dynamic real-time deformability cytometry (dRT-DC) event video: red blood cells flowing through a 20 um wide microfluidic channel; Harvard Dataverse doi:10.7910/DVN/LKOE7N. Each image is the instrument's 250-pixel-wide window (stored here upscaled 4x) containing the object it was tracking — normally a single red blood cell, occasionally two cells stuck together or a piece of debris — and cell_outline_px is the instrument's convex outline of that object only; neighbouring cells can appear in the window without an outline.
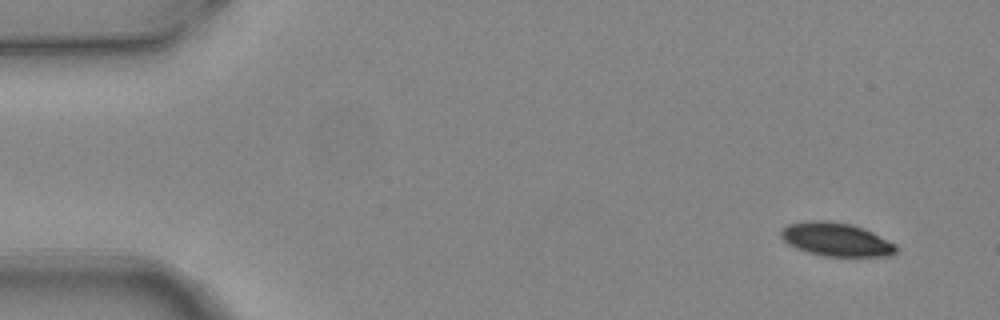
{"species": "common noctule bat (a hibernating species)", "species_latin": "Nyctalus noctula", "temperature_condition": "warm", "stored_images_in_passage": 4, "camera_frame_rate_fps": 3000, "um_per_image_px": 0.085, "animal": {"sex": "female", "body_mass_g": 24.6, "forearm_length_mm": 56.2}, "frame": {"image": 1, "passage_image": 1, "time_ms": 0.0, "image_size_px": [1000, 320], "cell_outline_px": [[896, 252], [892, 256], [824, 256], [808, 252], [796, 248], [788, 244], [780, 236], [780, 232], [788, 224], [808, 220], [828, 220], [852, 224], [864, 228], [896, 244]], "centroid_in_image_um": [71.07, 20.34], "position_along_channel_um": 13.9, "area_um2": 22.54}}
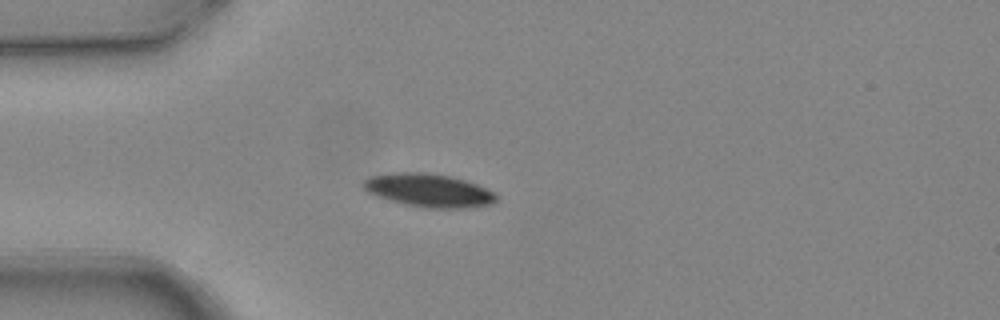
{"frame": {"image": 2, "passage_image": 4, "time_ms": 1.0, "image_size_px": [1000, 320], "cell_outline_px": [[496, 200], [492, 204], [468, 208], [428, 208], [408, 204], [392, 200], [368, 192], [364, 188], [364, 180], [368, 176], [392, 172], [424, 172], [448, 176], [464, 180], [476, 184], [492, 192], [496, 196]], "centroid_in_image_um": [36.44, 16.17], "position_along_channel_um": 48.6, "area_um2": 25.32}}